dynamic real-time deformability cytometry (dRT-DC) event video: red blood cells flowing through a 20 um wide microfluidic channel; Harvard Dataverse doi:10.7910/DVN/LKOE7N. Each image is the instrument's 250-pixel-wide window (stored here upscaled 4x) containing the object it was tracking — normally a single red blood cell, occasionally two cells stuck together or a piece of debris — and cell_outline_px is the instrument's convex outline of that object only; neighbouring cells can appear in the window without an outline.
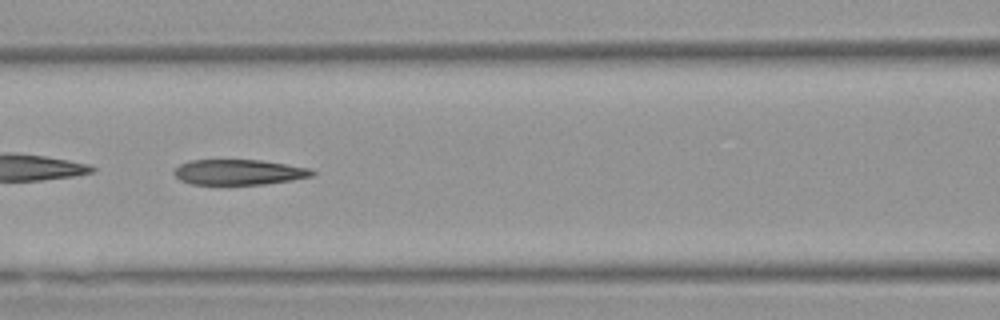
{"species": "Egyptian fruit bat (a non-hibernating species)", "species_latin": "Rousettus aegyptiacus", "temperature_condition": "warm", "stored_images_in_passage": 53, "camera_frame_rate_fps": 3000, "um_per_image_px": 0.085, "animal": {"sex": "female"}, "frame": {"image": 1, "passage_image": 23, "time_ms": 7.333, "image_size_px": [1000, 320], "cell_outline_px": [[316, 172], [312, 176], [292, 180], [264, 184], [192, 184], [180, 180], [172, 172], [180, 164], [192, 160], [260, 160], [312, 168]], "centroid_in_image_um": [20.33, 14.63], "position_along_channel_um": 146.3, "area_um2": 20.35}, "authors_computed_cell_mechanics": {"area_um2": 22.0796, "velocity_mm_per_s": 3.934, "shape_relaxation_time_tau1_ms": null, "shape_relaxation_time_tau2_ms": 3.9749, "deformation_change_tau1": null, "deformation_change_tau2": 0.1598}}